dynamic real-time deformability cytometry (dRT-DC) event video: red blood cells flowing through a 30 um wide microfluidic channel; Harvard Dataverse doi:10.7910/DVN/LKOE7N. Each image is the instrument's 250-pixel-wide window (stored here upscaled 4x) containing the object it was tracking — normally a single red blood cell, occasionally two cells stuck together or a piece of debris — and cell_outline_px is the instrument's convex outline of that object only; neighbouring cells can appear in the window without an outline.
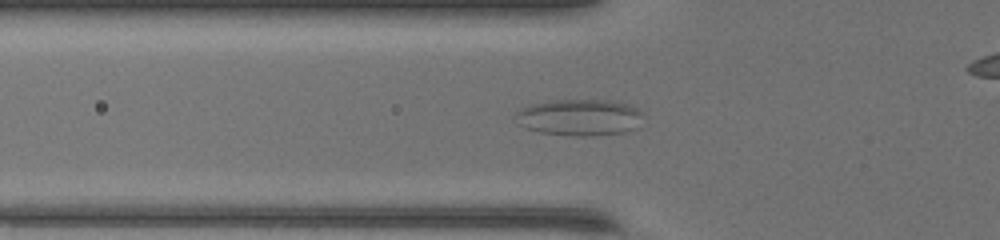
{"species": "common noctule bat (a hibernating species)", "species_latin": "Nyctalus noctula", "temperature_condition": "warm", "stored_images_in_passage": 44, "camera_frame_rate_fps": 3000, "um_per_image_px": 0.085, "animal": {"sex": "female", "body_mass_g": 17.0, "forearm_length_mm": 48.0}, "frame": {"image": 1, "passage_image": 11, "time_ms": 3.333, "image_size_px": [1000, 240], "cell_outline_px": [[644, 116], [636, 128], [624, 132], [592, 136], [576, 136], [540, 132], [524, 128], [516, 124], [516, 112], [520, 108], [528, 104], [556, 100], [604, 100], [628, 104], [644, 112]], "centroid_in_image_um": [49.24, 9.98], "position_along_channel_um": 76.6, "area_um2": 27.4}}
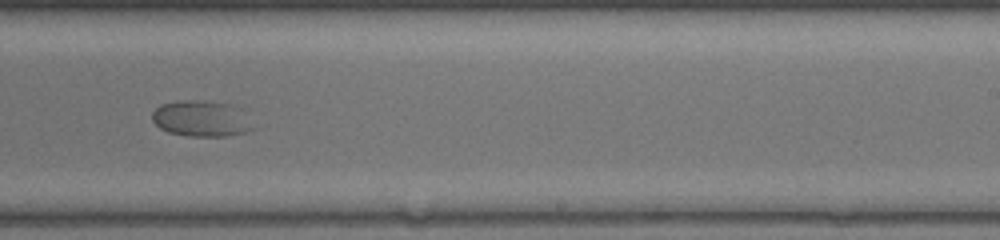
{"frame": {"image": 2, "passage_image": 25, "time_ms": 8.0, "image_size_px": [1000, 240], "cell_outline_px": [[252, 128], [244, 132], [224, 136], [188, 136], [168, 132], [160, 128], [152, 120], [152, 112], [160, 104], [176, 100], [196, 100], [232, 104]], "centroid_in_image_um": [16.96, 10.07], "position_along_channel_um": 272.0, "area_um2": 20.52}}
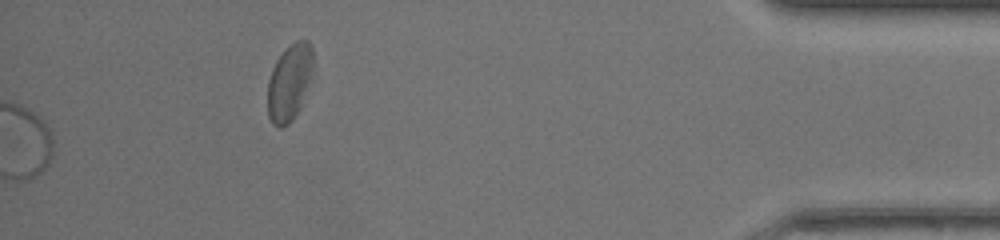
{"frame": {"image": 3, "passage_image": 44, "time_ms": 14.333, "image_size_px": [1000, 240], "cell_outline_px": [[312, 72], [300, 108], [292, 120], [288, 124], [280, 128], [272, 124], [268, 116], [268, 80], [272, 68], [276, 60], [296, 40], [308, 40], [312, 44]], "centroid_in_image_um": [24.59, 7.02], "position_along_channel_um": 410.6, "area_um2": 20.06}}